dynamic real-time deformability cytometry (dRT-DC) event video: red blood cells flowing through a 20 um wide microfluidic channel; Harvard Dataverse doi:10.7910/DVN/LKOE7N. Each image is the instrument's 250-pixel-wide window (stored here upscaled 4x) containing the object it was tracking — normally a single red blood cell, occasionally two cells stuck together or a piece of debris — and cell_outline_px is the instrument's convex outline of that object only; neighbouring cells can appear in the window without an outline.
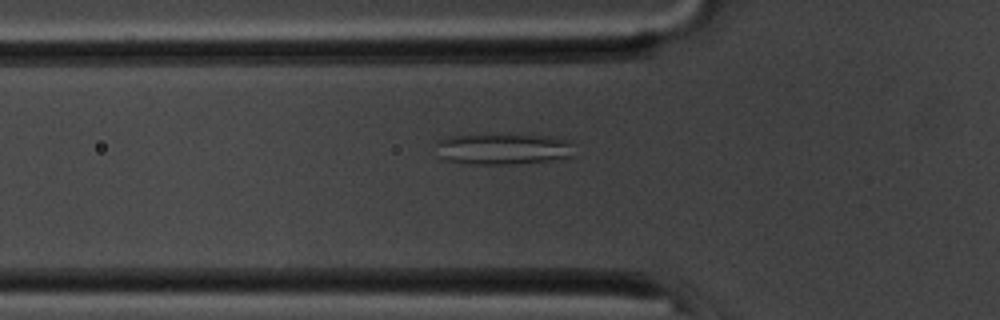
{"species": "common noctule bat (a hibernating species)", "species_latin": "Nyctalus noctula", "temperature_condition": "room temperature", "stored_images_in_passage": 50, "camera_frame_rate_fps": 3000, "um_per_image_px": 0.085, "animal": {"sex": "male", "body_mass_g": 20.1, "forearm_length_mm": 53.5}, "frame": {"image": 1, "passage_image": 14, "time_ms": 4.333, "image_size_px": [1000, 320], "cell_outline_px": [[572, 156], [560, 160], [512, 164], [472, 164], [444, 160], [440, 156], [436, 144], [436, 140], [448, 136], [560, 136], [568, 140], [572, 144]], "centroid_in_image_um": [42.81, 12.69], "position_along_channel_um": 83.0, "area_um2": 24.85}}
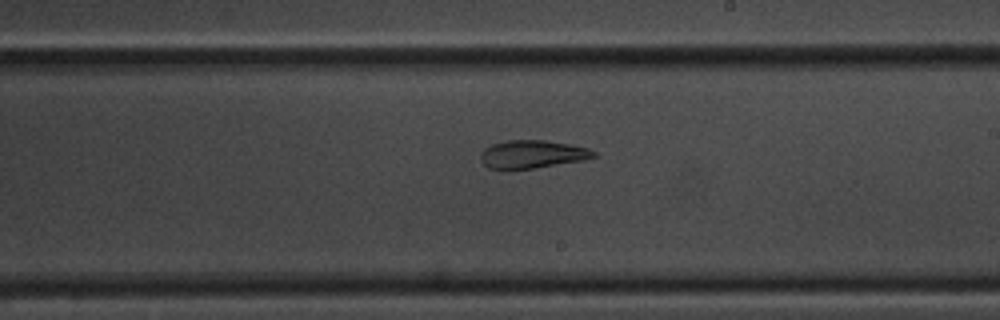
{"frame": {"image": 2, "passage_image": 27, "time_ms": 8.667, "image_size_px": [1000, 320], "cell_outline_px": [[596, 156], [580, 160], [536, 168], [488, 168], [480, 160], [480, 152], [484, 148], [492, 144], [508, 140], [544, 140], [568, 144], [588, 148], [596, 152]], "centroid_in_image_um": [45.21, 13.09], "position_along_channel_um": 243.8, "area_um2": 18.15}}
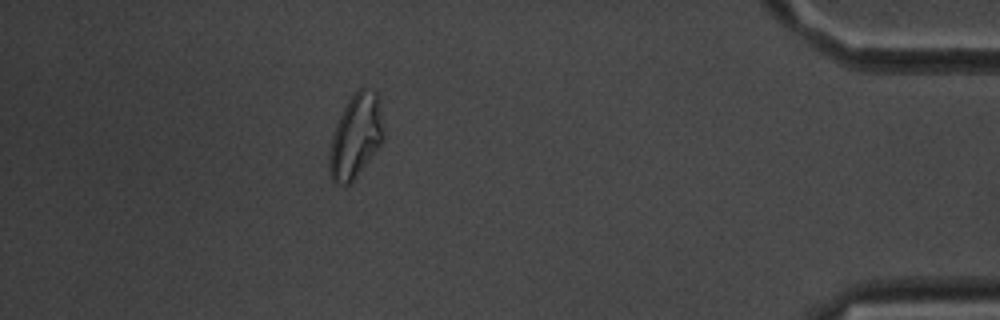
{"frame": {"image": 3, "passage_image": 44, "time_ms": 14.333, "image_size_px": [1000, 320], "cell_outline_px": [[384, 140], [352, 184], [336, 184], [332, 180], [328, 168], [328, 156], [332, 132], [348, 100], [360, 88], [364, 88], [376, 92], [380, 96], [384, 132]], "centroid_in_image_um": [30.25, 11.61], "position_along_channel_um": 405.0, "area_um2": 26.93}, "authors_computed_cell_mechanics": {"area_um2": 24.1315, "velocity_mm_per_s": 3.6969, "shape_relaxation_time_tau1_ms": null, "shape_relaxation_time_tau2_ms": 2.8935, "deformation_change_tau1": null, "deformation_change_tau2": 0.0981}}